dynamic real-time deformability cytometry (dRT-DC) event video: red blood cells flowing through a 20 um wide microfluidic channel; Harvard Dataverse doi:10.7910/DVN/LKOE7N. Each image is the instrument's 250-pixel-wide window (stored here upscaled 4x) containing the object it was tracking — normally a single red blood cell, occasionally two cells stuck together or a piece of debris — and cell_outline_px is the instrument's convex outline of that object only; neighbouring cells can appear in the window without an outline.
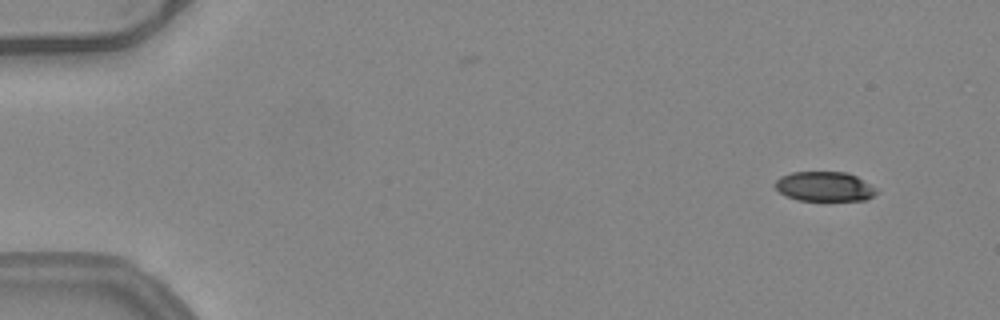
{"species": "common noctule bat (a hibernating species)", "species_latin": "Nyctalus noctula", "temperature_condition": "warm", "stored_images_in_passage": 10, "camera_frame_rate_fps": 3000, "um_per_image_px": 0.085, "animal": {"sex": "female", "body_mass_g": 24.6, "forearm_length_mm": 56.2}, "frame": {"image": 1, "passage_image": 4, "time_ms": 1.0, "image_size_px": [1000, 320], "cell_outline_px": [[880, 192], [864, 200], [796, 200], [780, 192], [776, 188], [776, 180], [780, 176], [792, 172], [848, 172], [856, 176], [876, 188]], "centroid_in_image_um": [70.1, 15.85], "position_along_channel_um": 14.9, "area_um2": 17.4}}